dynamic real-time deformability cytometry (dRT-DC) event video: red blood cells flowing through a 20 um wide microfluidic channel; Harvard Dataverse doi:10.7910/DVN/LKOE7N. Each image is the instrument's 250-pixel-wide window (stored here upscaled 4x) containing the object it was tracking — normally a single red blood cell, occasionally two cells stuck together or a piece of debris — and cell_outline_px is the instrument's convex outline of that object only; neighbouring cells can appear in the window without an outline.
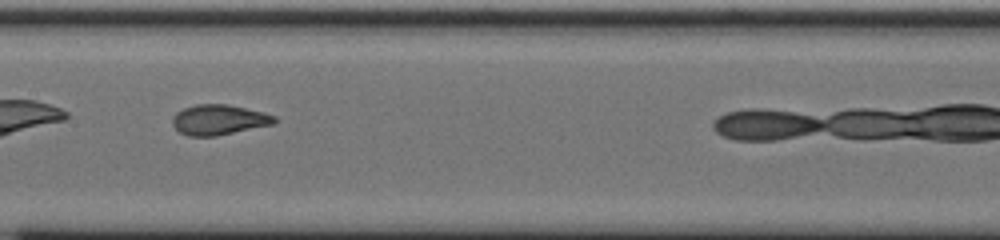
{"species": "common noctule bat (a hibernating species)", "species_latin": "Nyctalus noctula", "temperature_condition": "cold", "stored_images_in_passage": 25, "camera_frame_rate_fps": 3000, "um_per_image_px": 0.085, "animal": {"sex": "male", "body_mass_g": 20.0, "forearm_length_mm": 53.3}, "frame": {"image": 1, "passage_image": 10, "time_ms": 3.0, "image_size_px": [1000, 240], "cell_outline_px": [[276, 120], [264, 124], [228, 132], [208, 136], [200, 136], [184, 132], [176, 124], [176, 116], [180, 112], [188, 108], [208, 104], [212, 104], [240, 108], [272, 116]], "centroid_in_image_um": [18.57, 10.17], "position_along_channel_um": 188.8, "area_um2": 15.26}}
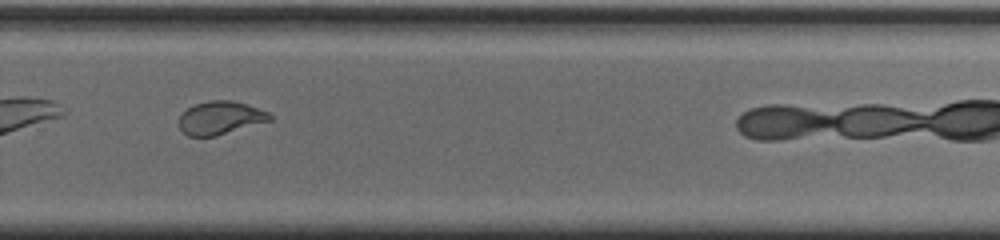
{"frame": {"image": 2, "passage_image": 20, "time_ms": 6.333, "image_size_px": [1000, 240], "cell_outline_px": [[268, 120], [212, 136], [192, 136], [184, 132], [184, 112], [188, 108], [200, 104], [240, 104], [264, 112], [268, 116]], "centroid_in_image_um": [18.69, 10.09], "position_along_channel_um": 311.1, "area_um2": 14.74}}